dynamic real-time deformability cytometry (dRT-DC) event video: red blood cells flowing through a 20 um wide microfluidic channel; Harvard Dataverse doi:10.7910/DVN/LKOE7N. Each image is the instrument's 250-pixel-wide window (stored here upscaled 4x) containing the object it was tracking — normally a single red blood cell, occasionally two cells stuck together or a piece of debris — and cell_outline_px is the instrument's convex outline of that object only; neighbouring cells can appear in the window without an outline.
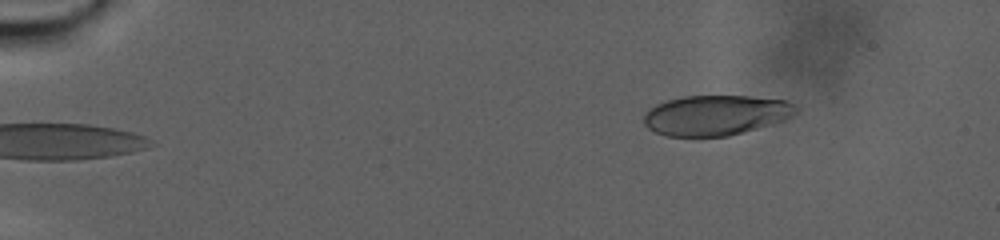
{"species": "human", "species_latin": "Homo sapiens", "temperature_condition": "warm", "stored_images_in_passage": 92, "camera_frame_rate_fps": 3000, "um_per_image_px": 0.085, "donor": {"sex": "male"}, "frame": {"image": 1, "passage_image": 1, "time_ms": 0.0, "image_size_px": [1000, 240], "cell_outline_px": [[800, 112], [784, 120], [728, 136], [664, 136], [648, 128], [644, 124], [644, 112], [648, 108], [656, 104], [668, 100], [684, 96], [748, 96], [784, 100], [800, 108]], "centroid_in_image_um": [60.83, 9.78], "position_along_channel_um": 24.2, "area_um2": 35.6}}
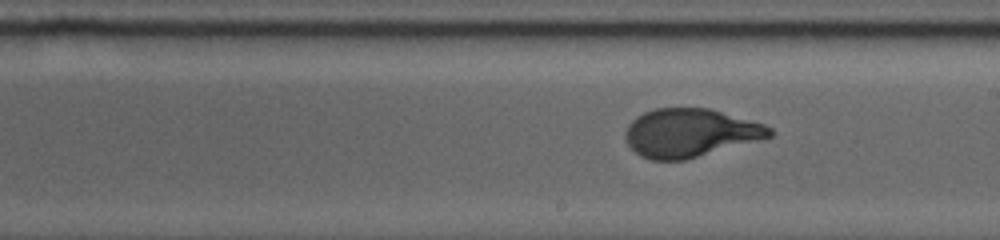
{"frame": {"image": 2, "passage_image": 50, "time_ms": 16.333, "image_size_px": [1000, 240], "cell_outline_px": [[776, 132], [772, 136], [684, 160], [648, 160], [640, 156], [628, 144], [624, 136], [624, 132], [628, 124], [636, 116], [644, 112], [656, 108], [708, 108], [764, 124], [772, 128]], "centroid_in_image_um": [58.62, 11.29], "position_along_channel_um": 230.4, "area_um2": 40.46}}
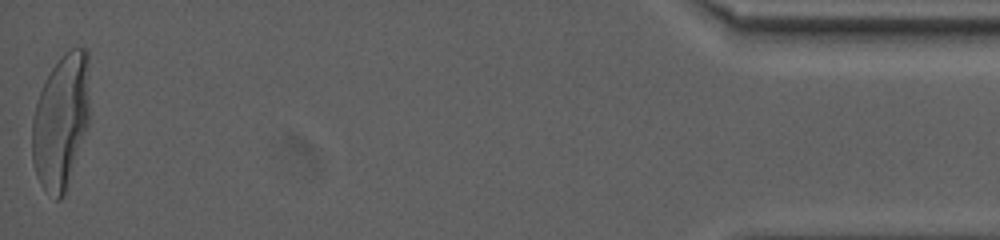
{"frame": {"image": 3, "passage_image": 92, "time_ms": 30.333, "image_size_px": [1000, 240], "cell_outline_px": [[88, 124], [64, 196], [60, 200], [56, 200], [40, 184], [36, 176], [32, 160], [32, 120], [36, 104], [44, 80], [60, 56], [64, 52], [72, 48], [88, 48]], "centroid_in_image_um": [5.17, 10.3], "position_along_channel_um": 430.0, "area_um2": 45.08}, "authors_computed_cell_mechanics": {"area_um2": 40.8068, "velocity_mm_per_s": 2.0037, "shape_relaxation_time_tau1_ms": 8.3928, "shape_relaxation_time_tau2_ms": null, "deformation_change_tau1": 0.2701, "deformation_change_tau2": null}}